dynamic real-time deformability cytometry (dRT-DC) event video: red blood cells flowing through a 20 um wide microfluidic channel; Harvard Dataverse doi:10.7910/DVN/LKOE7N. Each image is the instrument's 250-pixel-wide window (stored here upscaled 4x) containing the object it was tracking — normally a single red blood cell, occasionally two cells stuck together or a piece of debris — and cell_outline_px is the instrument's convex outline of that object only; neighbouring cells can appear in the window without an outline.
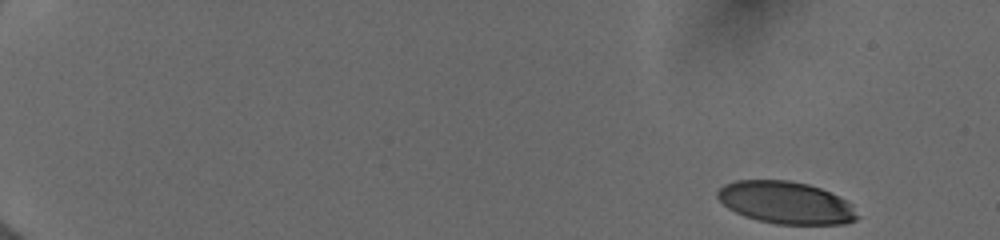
{"species": "human", "species_latin": "Homo sapiens", "temperature_condition": "cold", "stored_images_in_passage": 50, "camera_frame_rate_fps": 3000, "um_per_image_px": 0.085, "donor": {"sex": "female"}, "frame": {"image": 1, "passage_image": 1, "time_ms": 0.0, "image_size_px": [1000, 240], "cell_outline_px": [[860, 216], [856, 220], [844, 224], [776, 224], [756, 220], [744, 216], [728, 208], [716, 196], [716, 192], [724, 184], [736, 180], [788, 180], [808, 184], [820, 188], [852, 204]], "centroid_in_image_um": [66.79, 17.23], "position_along_channel_um": 18.2, "area_um2": 34.45}}
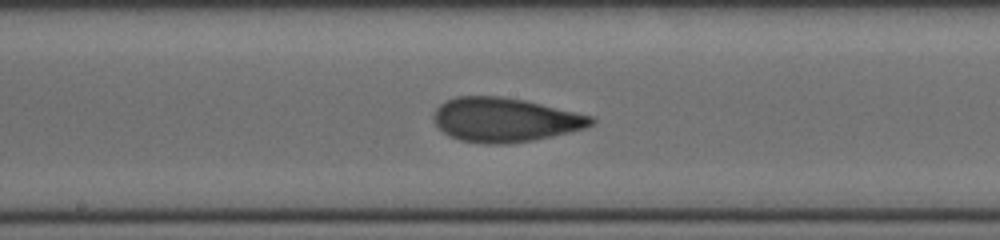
{"frame": {"image": 2, "passage_image": 28, "time_ms": 9.0, "image_size_px": [1000, 240], "cell_outline_px": [[596, 120], [592, 124], [584, 128], [552, 136], [532, 140], [508, 144], [488, 144], [460, 140], [448, 136], [432, 120], [432, 116], [436, 108], [440, 104], [456, 96], [500, 96], [524, 100], [592, 116]], "centroid_in_image_um": [42.87, 10.18], "position_along_channel_um": 205.3, "area_um2": 40.34}}
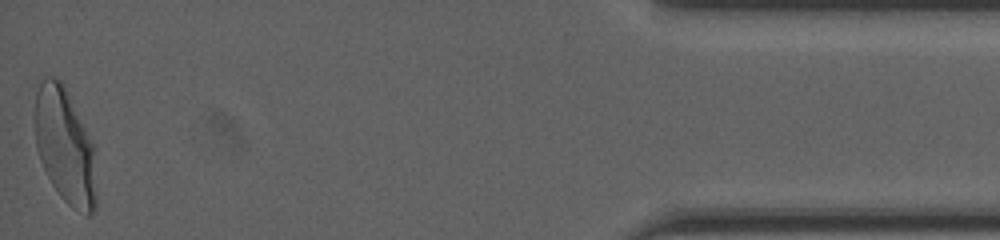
{"frame": {"image": 3, "passage_image": 50, "time_ms": 16.333, "image_size_px": [1000, 240], "cell_outline_px": [[96, 208], [88, 216], [72, 208], [60, 196], [52, 184], [40, 160], [36, 148], [36, 92], [44, 76], [52, 76], [60, 80], [64, 84], [92, 144], [96, 196]], "centroid_in_image_um": [5.51, 12.43], "position_along_channel_um": 429.7, "area_um2": 40.52}, "authors_computed_cell_mechanics": {"area_um2": 38.9861, "velocity_mm_per_s": 3.9895, "shape_relaxation_time_tau1_ms": 8.0876, "shape_relaxation_time_tau2_ms": 0.9983, "deformation_change_tau1": 0.2522, "deformation_change_tau2": 0.0726}}